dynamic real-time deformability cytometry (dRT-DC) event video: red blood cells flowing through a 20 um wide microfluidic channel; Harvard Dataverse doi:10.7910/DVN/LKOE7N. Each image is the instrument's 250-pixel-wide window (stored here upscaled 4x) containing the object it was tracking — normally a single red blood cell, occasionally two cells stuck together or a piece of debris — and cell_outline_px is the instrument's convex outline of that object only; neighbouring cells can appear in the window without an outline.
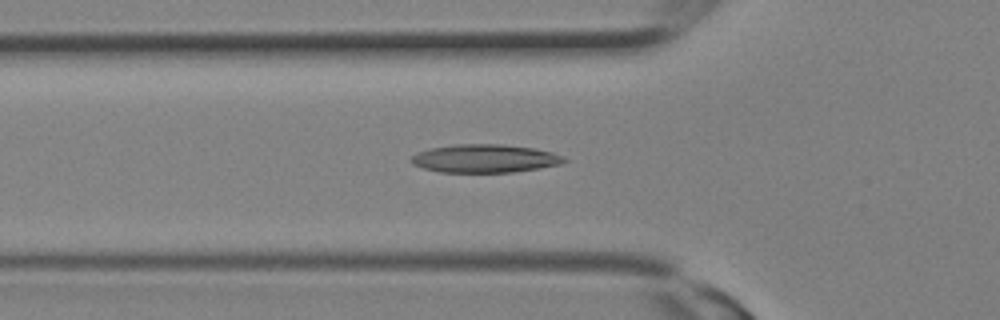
{"species": "Egyptian fruit bat (a non-hibernating species)", "species_latin": "Rousettus aegyptiacus", "temperature_condition": "room temperature", "stored_images_in_passage": 24, "camera_frame_rate_fps": 3000, "um_per_image_px": 0.085, "animal": {"sex": "female"}, "frame": {"image": 1, "passage_image": 6, "time_ms": 1.667, "image_size_px": [1000, 320], "cell_outline_px": [[568, 160], [560, 164], [540, 168], [512, 172], [440, 172], [424, 168], [412, 164], [412, 156], [420, 152], [432, 148], [456, 144], [500, 144], [532, 148], [552, 152], [564, 156]], "centroid_in_image_um": [41.25, 13.47], "position_along_channel_um": 84.6, "area_um2": 24.91}}
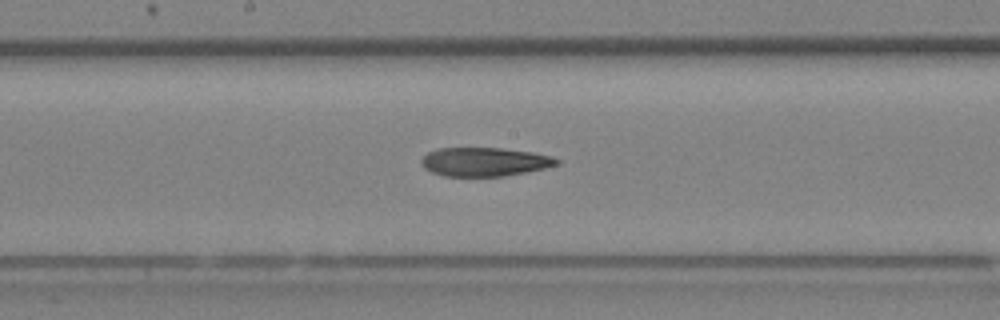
{"frame": {"image": 2, "passage_image": 11, "time_ms": 3.333, "image_size_px": [1000, 320], "cell_outline_px": [[560, 164], [544, 168], [504, 176], [444, 176], [432, 172], [424, 168], [420, 164], [420, 160], [428, 152], [436, 148], [500, 148], [532, 152], [552, 156], [560, 160]], "centroid_in_image_um": [41.16, 13.75], "position_along_channel_um": 207.0, "area_um2": 22.72}}
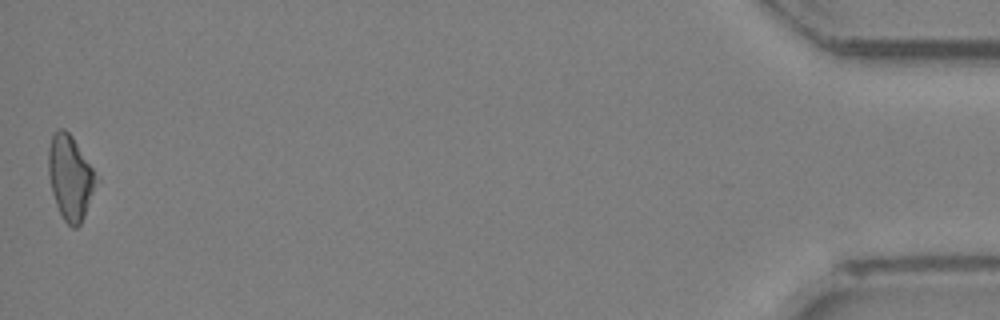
{"frame": {"image": 3, "passage_image": 24, "time_ms": 7.667, "image_size_px": [1000, 320], "cell_outline_px": [[100, 180], [84, 216], [80, 224], [76, 228], [72, 228], [64, 220], [56, 204], [52, 192], [48, 172], [48, 148], [52, 136], [60, 128], [64, 128], [72, 136], [100, 176]], "centroid_in_image_um": [6.02, 15.08], "position_along_channel_um": 429.2, "area_um2": 23.93}}